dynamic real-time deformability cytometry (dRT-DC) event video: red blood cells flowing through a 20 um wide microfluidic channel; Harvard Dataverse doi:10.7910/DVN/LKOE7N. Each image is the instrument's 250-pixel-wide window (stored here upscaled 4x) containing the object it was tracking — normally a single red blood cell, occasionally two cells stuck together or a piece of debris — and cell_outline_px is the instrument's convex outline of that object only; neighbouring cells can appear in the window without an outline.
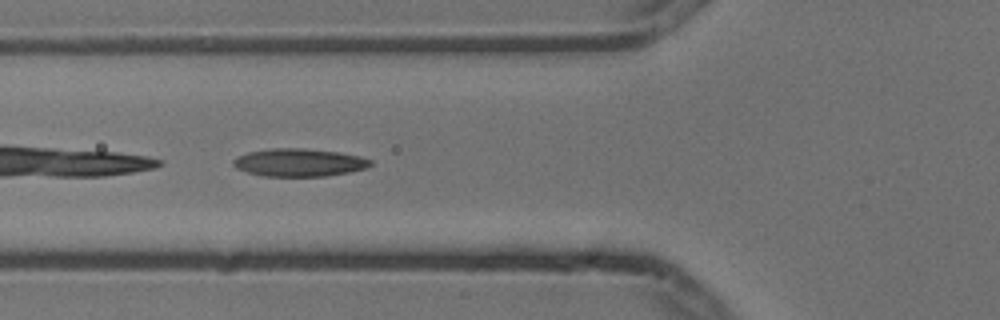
{"species": "common noctule bat (a hibernating species)", "species_latin": "Nyctalus noctula", "temperature_condition": "cold", "stored_images_in_passage": 7, "camera_frame_rate_fps": 3000, "um_per_image_px": 0.085, "animal": {"sex": "male", "body_mass_g": 13.3}, "frame": {"image": 1, "passage_image": 6, "time_ms": 1.667, "image_size_px": [1000, 320], "cell_outline_px": [[372, 164], [368, 168], [348, 172], [324, 176], [264, 176], [248, 172], [236, 168], [232, 164], [232, 160], [236, 156], [248, 152], [272, 148], [304, 148], [340, 152], [360, 156], [372, 160]], "centroid_in_image_um": [25.42, 13.8], "position_along_channel_um": 100.4, "area_um2": 22.37}}
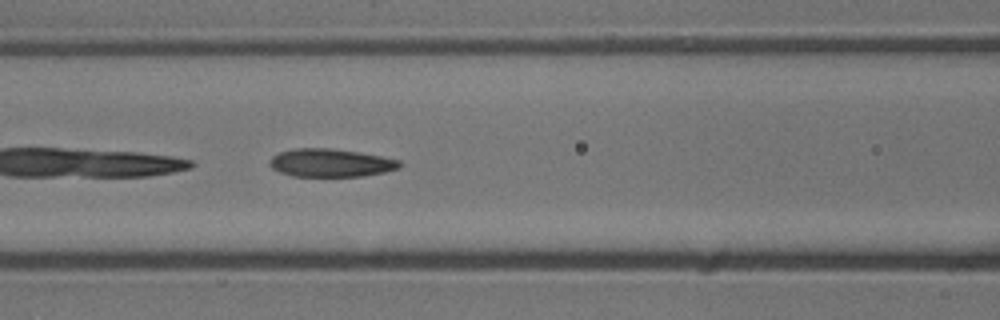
{"frame": {"image": 2, "passage_image": 7, "time_ms": 2.0, "image_size_px": [1000, 320], "cell_outline_px": [[400, 168], [384, 172], [364, 176], [292, 176], [280, 172], [272, 168], [268, 164], [268, 160], [272, 156], [280, 152], [292, 148], [332, 148], [360, 152], [400, 160]], "centroid_in_image_um": [28.08, 13.83], "position_along_channel_um": 138.5, "area_um2": 21.39}}